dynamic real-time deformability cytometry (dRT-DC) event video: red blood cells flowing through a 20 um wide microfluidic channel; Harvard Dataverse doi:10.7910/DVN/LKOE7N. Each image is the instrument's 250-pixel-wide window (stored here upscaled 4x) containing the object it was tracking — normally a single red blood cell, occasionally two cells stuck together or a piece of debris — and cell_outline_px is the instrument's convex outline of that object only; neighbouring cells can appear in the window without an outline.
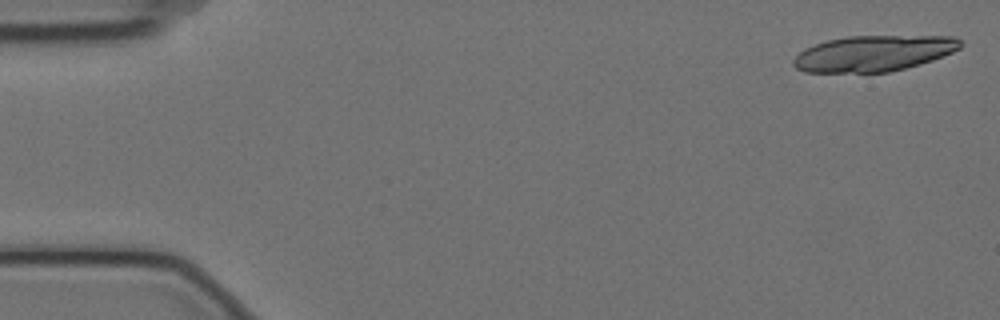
{"species": "Egyptian fruit bat (a non-hibernating species)", "species_latin": "Rousettus aegyptiacus", "temperature_condition": "cold", "stored_images_in_passage": 6, "camera_frame_rate_fps": 3000, "um_per_image_px": 0.085, "animal": {"sex": "female"}, "frame": {"image": 1, "passage_image": 1, "time_ms": 0.0, "image_size_px": [1000, 320], "cell_outline_px": [[964, 44], [960, 48], [952, 52], [932, 60], [920, 64], [888, 72], [804, 72], [796, 68], [792, 64], [792, 60], [804, 48], [828, 40], [848, 36], [956, 36]], "centroid_in_image_um": [74.26, 4.53], "position_along_channel_um": 10.7, "area_um2": 34.85}}
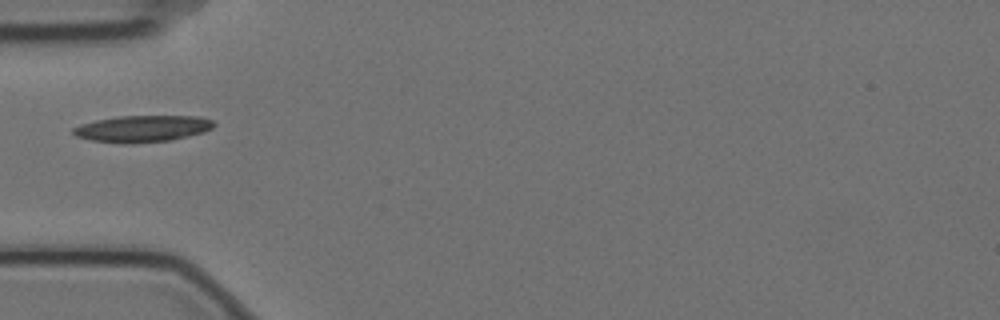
{"frame": {"image": 2, "passage_image": 5, "time_ms": 1.333, "image_size_px": [1000, 320], "cell_outline_px": [[216, 124], [212, 128], [204, 132], [168, 140], [132, 144], [124, 144], [92, 140], [76, 136], [72, 132], [72, 128], [80, 124], [96, 120], [120, 116], [200, 116], [212, 120]], "centroid_in_image_um": [12.1, 10.93], "position_along_channel_um": 72.9, "area_um2": 21.79}}